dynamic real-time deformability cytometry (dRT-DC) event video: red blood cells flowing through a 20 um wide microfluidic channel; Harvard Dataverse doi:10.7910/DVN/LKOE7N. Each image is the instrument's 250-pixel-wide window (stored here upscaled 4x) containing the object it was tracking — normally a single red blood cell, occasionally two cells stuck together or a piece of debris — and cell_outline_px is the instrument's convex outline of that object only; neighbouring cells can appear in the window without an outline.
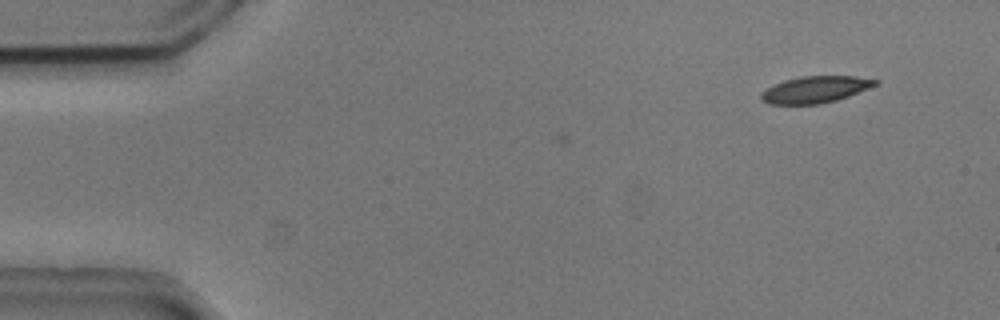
{"species": "common noctule bat (a hibernating species)", "species_latin": "Nyctalus noctula", "temperature_condition": "cold", "stored_images_in_passage": 3, "camera_frame_rate_fps": 3000, "um_per_image_px": 0.085, "animal": {"sex": "male", "body_mass_g": 20.5, "forearm_length_mm": 52.5}, "frame": {"image": 1, "passage_image": 3, "time_ms": 0.667, "image_size_px": [1000, 320], "cell_outline_px": [[880, 84], [848, 96], [836, 100], [820, 104], [768, 104], [760, 96], [760, 92], [772, 84], [784, 80], [800, 76], [856, 76], [880, 80]], "centroid_in_image_um": [69.31, 7.6], "position_along_channel_um": 15.7, "area_um2": 17.92}}